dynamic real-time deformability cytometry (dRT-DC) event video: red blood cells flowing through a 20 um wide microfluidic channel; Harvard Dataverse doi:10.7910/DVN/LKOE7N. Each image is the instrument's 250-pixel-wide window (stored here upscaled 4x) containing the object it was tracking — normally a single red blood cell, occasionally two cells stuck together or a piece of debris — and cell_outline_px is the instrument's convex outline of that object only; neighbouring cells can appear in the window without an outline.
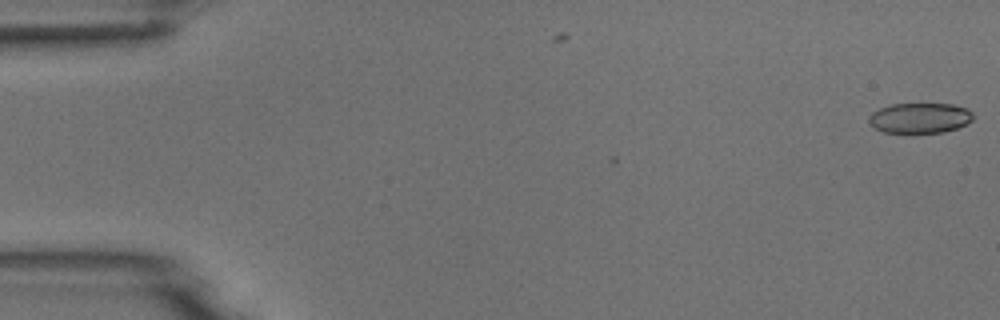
{"species": "common noctule bat (a hibernating species)", "species_latin": "Nyctalus noctula", "temperature_condition": "room temperature", "stored_images_in_passage": 4, "camera_frame_rate_fps": 3000, "um_per_image_px": 0.085, "animal": {"sex": "male", "body_mass_g": 18.8}, "frame": {"image": 1, "passage_image": 1, "time_ms": 0.0, "image_size_px": [1000, 320], "cell_outline_px": [[972, 120], [956, 128], [944, 132], [884, 132], [876, 128], [868, 120], [868, 116], [872, 112], [880, 108], [892, 104], [952, 104], [968, 108], [972, 112]], "centroid_in_image_um": [78.19, 10.01], "position_along_channel_um": 6.8, "area_um2": 18.15}}
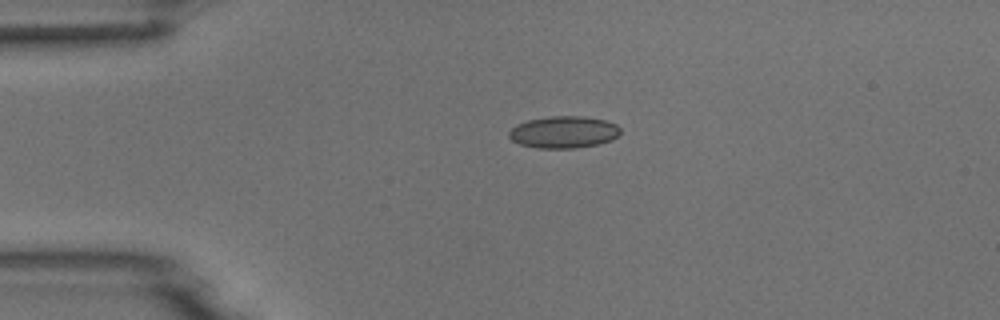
{"frame": {"image": 2, "passage_image": 4, "time_ms": 3.667, "image_size_px": [1000, 320], "cell_outline_px": [[620, 132], [612, 140], [600, 144], [576, 148], [536, 148], [520, 144], [512, 140], [508, 136], [508, 132], [516, 124], [528, 120], [548, 116], [584, 116], [608, 120], [616, 124], [620, 128]], "centroid_in_image_um": [47.92, 11.22], "position_along_channel_um": 37.1, "area_um2": 20.98}}